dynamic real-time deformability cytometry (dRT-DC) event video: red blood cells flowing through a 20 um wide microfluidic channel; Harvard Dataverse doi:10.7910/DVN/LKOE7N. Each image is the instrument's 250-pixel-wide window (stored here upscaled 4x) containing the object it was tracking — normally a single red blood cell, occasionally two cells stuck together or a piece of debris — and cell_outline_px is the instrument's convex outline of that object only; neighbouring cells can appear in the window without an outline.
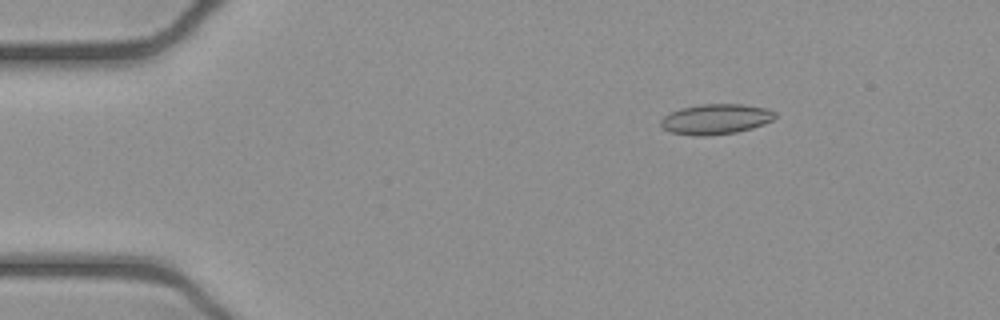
{"species": "common noctule bat (a hibernating species)", "species_latin": "Nyctalus noctula", "temperature_condition": "cold", "stored_images_in_passage": 52, "camera_frame_rate_fps": 3000, "um_per_image_px": 0.085, "animal": {"sex": "female", "body_mass_g": 21.9}, "frame": {"image": 1, "passage_image": 8, "time_ms": 2.333, "image_size_px": [1000, 320], "cell_outline_px": [[776, 116], [772, 120], [764, 124], [752, 128], [736, 132], [704, 136], [696, 136], [668, 132], [660, 124], [660, 120], [664, 116], [680, 108], [700, 104], [744, 104], [768, 108], [776, 112]], "centroid_in_image_um": [60.85, 10.12], "position_along_channel_um": 24.2, "area_um2": 20.29}}
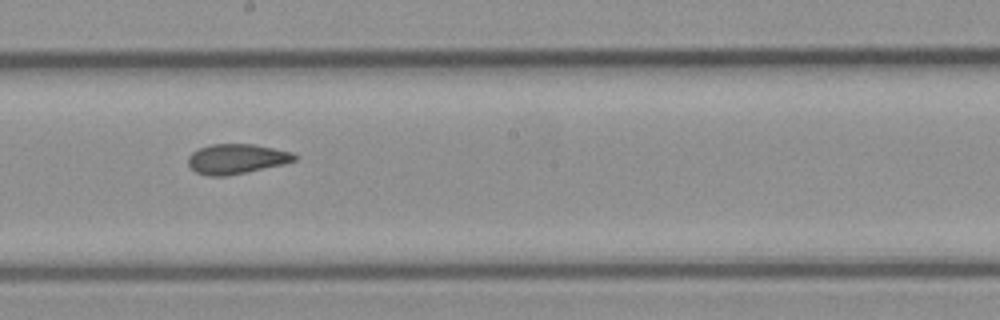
{"frame": {"image": 2, "passage_image": 29, "time_ms": 9.333, "image_size_px": [1000, 320], "cell_outline_px": [[296, 160], [284, 164], [224, 176], [208, 176], [196, 172], [188, 164], [188, 156], [192, 152], [200, 148], [212, 144], [252, 144], [292, 152], [296, 156]], "centroid_in_image_um": [20.08, 13.5], "position_along_channel_um": 228.1, "area_um2": 18.26}}
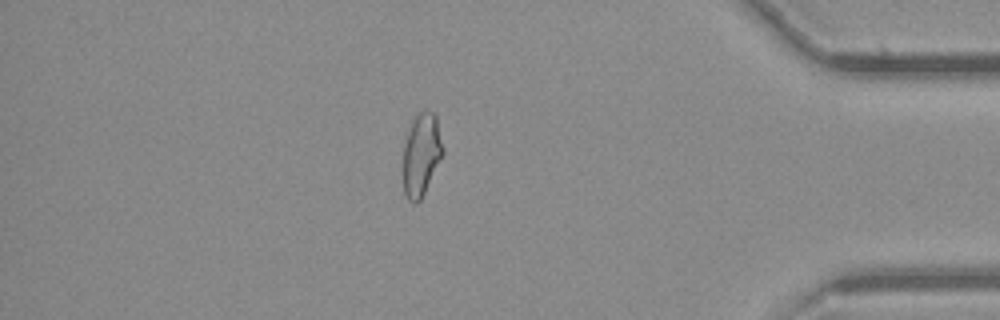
{"frame": {"image": 3, "passage_image": 45, "time_ms": 14.667, "image_size_px": [1000, 320], "cell_outline_px": [[444, 152], [420, 200], [416, 204], [412, 204], [408, 200], [404, 192], [404, 144], [412, 120], [420, 112], [432, 112], [436, 116], [444, 148]], "centroid_in_image_um": [35.82, 13.15], "position_along_channel_um": 399.4, "area_um2": 18.79}, "authors_computed_cell_mechanics": {"area_um2": 19.2763, "velocity_mm_per_s": 3.933, "shape_relaxation_time_tau1_ms": null, "shape_relaxation_time_tau2_ms": 2.0039, "deformation_change_tau1": null, "deformation_change_tau2": 0.0676}}